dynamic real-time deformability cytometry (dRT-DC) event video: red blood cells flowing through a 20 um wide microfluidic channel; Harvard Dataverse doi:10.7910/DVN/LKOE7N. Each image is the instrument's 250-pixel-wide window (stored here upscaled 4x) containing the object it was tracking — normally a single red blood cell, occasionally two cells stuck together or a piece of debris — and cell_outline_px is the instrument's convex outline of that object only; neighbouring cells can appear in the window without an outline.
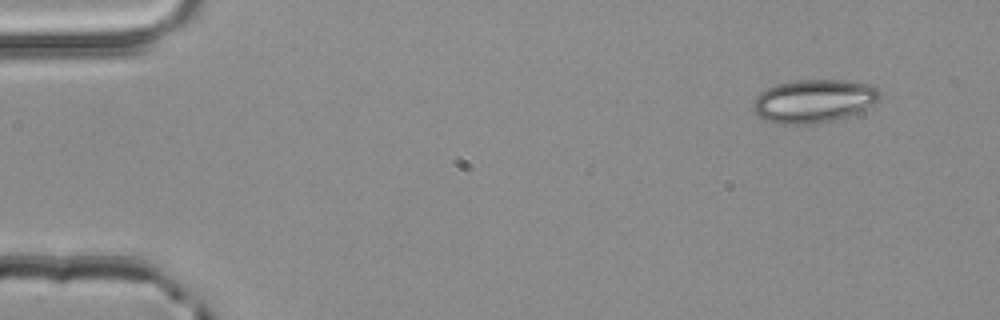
{"species": "common noctule bat (a hibernating species)", "species_latin": "Nyctalus noctula", "temperature_condition": "room temperature", "stored_images_in_passage": 3, "camera_frame_rate_fps": 3000, "um_per_image_px": 0.085, "animal": {"sex": "male", "body_mass_g": 20.4}, "frame": {"image": 1, "passage_image": 1, "time_ms": 0.0, "image_size_px": [1000, 320], "cell_outline_px": [[880, 100], [848, 116], [816, 124], [776, 124], [764, 120], [752, 108], [752, 104], [756, 96], [760, 92], [768, 88], [792, 80], [844, 80], [868, 84], [876, 88], [880, 92]], "centroid_in_image_um": [69.14, 8.59], "position_along_channel_um": 15.9, "area_um2": 31.79}}